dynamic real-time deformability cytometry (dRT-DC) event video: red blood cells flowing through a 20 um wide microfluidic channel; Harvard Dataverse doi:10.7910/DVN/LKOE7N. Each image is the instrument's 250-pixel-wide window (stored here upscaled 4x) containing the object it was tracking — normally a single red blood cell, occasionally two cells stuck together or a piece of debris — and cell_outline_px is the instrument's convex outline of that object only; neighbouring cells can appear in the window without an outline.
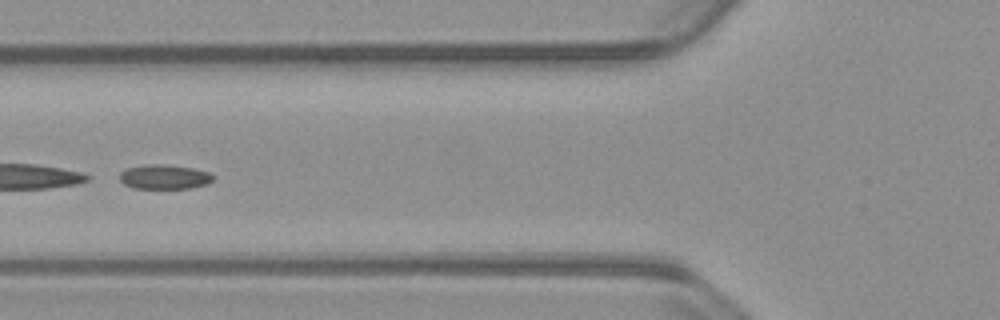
{"species": "common noctule bat (a hibernating species)", "species_latin": "Nyctalus noctula", "temperature_condition": "warm", "stored_images_in_passage": 38, "camera_frame_rate_fps": 3000, "um_per_image_px": 0.085, "animal": {"sex": "male", "body_mass_g": 23.1, "forearm_length_mm": 52.7}, "frame": {"image": 1, "passage_image": 12, "time_ms": 3.667, "image_size_px": [1000, 320], "cell_outline_px": [[216, 176], [208, 184], [192, 188], [132, 188], [124, 184], [120, 180], [120, 172], [128, 168], [144, 164], [160, 164], [192, 168], [208, 172]], "centroid_in_image_um": [13.98, 15.04], "position_along_channel_um": 111.8, "area_um2": 13.35}, "authors_computed_cell_mechanics": {"area_um2": 13.7564, "velocity_mm_per_s": 3.7772, "shape_relaxation_time_tau1_ms": null, "shape_relaxation_time_tau2_ms": 2.3426, "deformation_change_tau1": null, "deformation_change_tau2": 0.048}}